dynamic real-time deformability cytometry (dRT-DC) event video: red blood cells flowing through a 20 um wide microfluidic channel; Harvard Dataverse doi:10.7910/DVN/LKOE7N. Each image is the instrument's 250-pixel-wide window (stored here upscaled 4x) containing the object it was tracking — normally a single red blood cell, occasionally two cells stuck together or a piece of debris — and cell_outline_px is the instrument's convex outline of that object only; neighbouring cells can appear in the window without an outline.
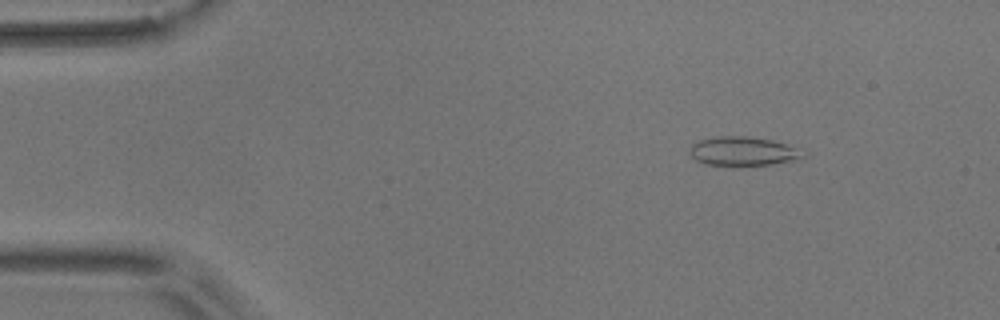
{"species": "common noctule bat (a hibernating species)", "species_latin": "Nyctalus noctula", "temperature_condition": "room temperature", "stored_images_in_passage": 9, "camera_frame_rate_fps": 3000, "um_per_image_px": 0.085, "animal": {"sex": "male", "body_mass_g": 17.9}, "frame": {"image": 1, "passage_image": 2, "time_ms": 2.0, "image_size_px": [1000, 320], "cell_outline_px": [[808, 156], [796, 160], [772, 164], [708, 164], [696, 160], [688, 152], [688, 148], [692, 144], [700, 140], [716, 136], [744, 136], [772, 140], [808, 152]], "centroid_in_image_um": [63.19, 12.84], "position_along_channel_um": 21.8, "area_um2": 18.9}}
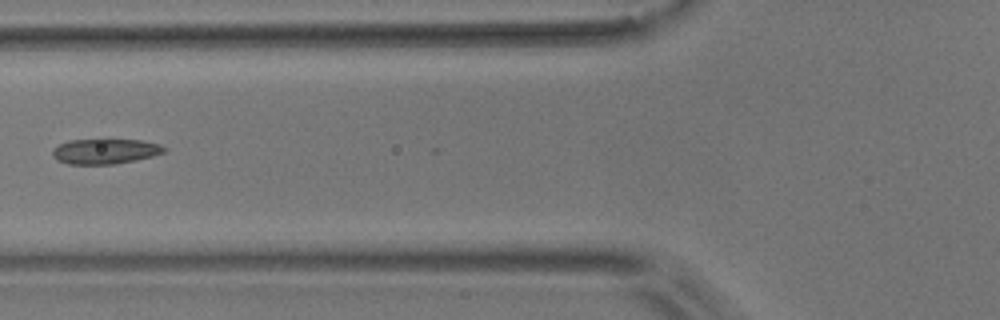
{"frame": {"image": 2, "passage_image": 5, "time_ms": 6.667, "image_size_px": [1000, 320], "cell_outline_px": [[168, 148], [164, 152], [152, 156], [136, 160], [116, 164], [68, 164], [56, 160], [52, 156], [52, 148], [68, 140], [104, 136], [140, 140], [160, 144]], "centroid_in_image_um": [8.92, 12.8], "position_along_channel_um": 116.9, "area_um2": 17.46}}
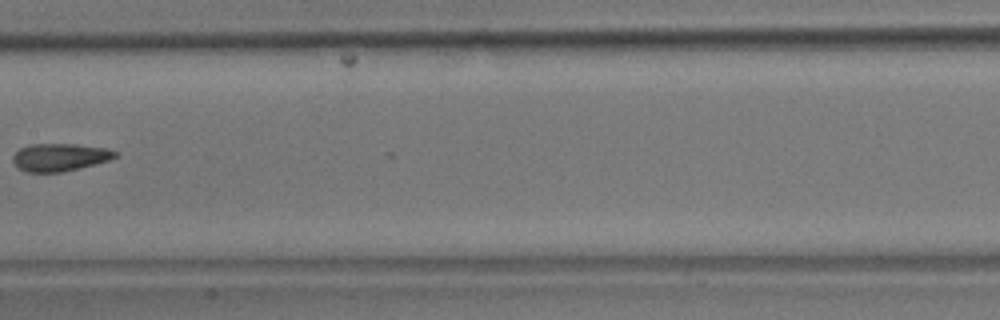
{"frame": {"image": 3, "passage_image": 7, "time_ms": 9.0, "image_size_px": [1000, 320], "cell_outline_px": [[120, 156], [108, 160], [80, 168], [64, 172], [28, 172], [20, 168], [12, 160], [12, 156], [20, 148], [28, 144], [76, 144], [108, 148], [120, 152]], "centroid_in_image_um": [5.14, 13.35], "position_along_channel_um": 202.3, "area_um2": 16.65}}